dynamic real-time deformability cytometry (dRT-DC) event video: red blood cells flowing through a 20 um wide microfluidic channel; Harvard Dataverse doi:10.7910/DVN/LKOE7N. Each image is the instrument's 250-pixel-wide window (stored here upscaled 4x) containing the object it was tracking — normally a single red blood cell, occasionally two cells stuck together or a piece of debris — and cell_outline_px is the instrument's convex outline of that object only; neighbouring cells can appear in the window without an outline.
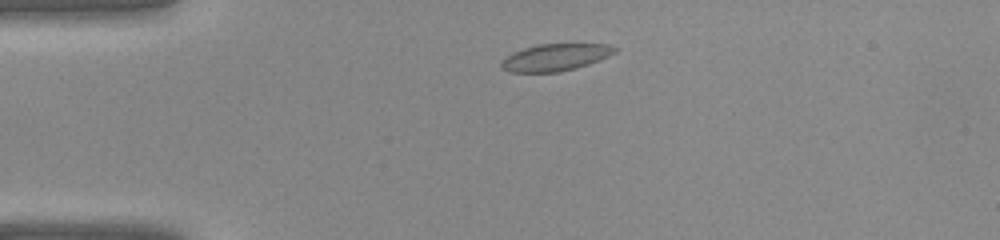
{"species": "common noctule bat (a hibernating species)", "species_latin": "Nyctalus noctula", "temperature_condition": "warm", "stored_images_in_passage": 35, "camera_frame_rate_fps": 3000, "um_per_image_px": 0.085, "animal": {"sex": "female", "body_mass_g": 22.0, "forearm_length_mm": 56.7}, "frame": {"image": 1, "passage_image": 4, "time_ms": 1.0, "image_size_px": [1000, 240], "cell_outline_px": [[620, 48], [616, 52], [608, 56], [588, 64], [576, 68], [560, 72], [512, 72], [504, 68], [500, 64], [500, 60], [524, 48], [536, 44], [608, 44]], "centroid_in_image_um": [47.25, 4.87], "position_along_channel_um": 37.8, "area_um2": 17.74}}
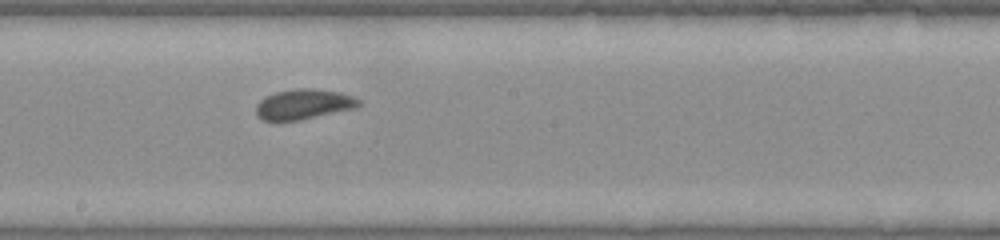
{"frame": {"image": 2, "passage_image": 17, "time_ms": 5.333, "image_size_px": [1000, 240], "cell_outline_px": [[360, 104], [356, 108], [296, 120], [264, 120], [256, 112], [256, 104], [260, 100], [276, 92], [296, 88], [312, 88], [340, 92], [352, 96], [360, 100]], "centroid_in_image_um": [25.83, 8.84], "position_along_channel_um": 222.4, "area_um2": 17.69}}
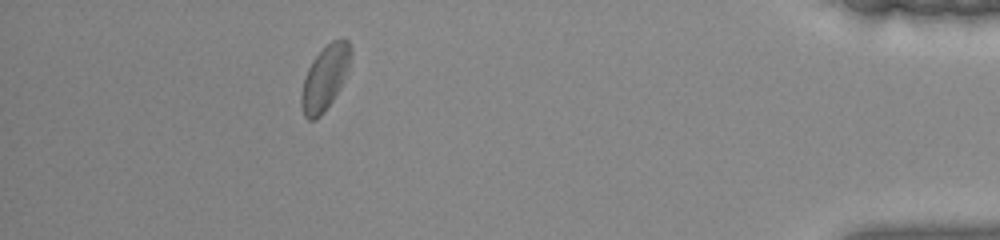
{"frame": {"image": 3, "passage_image": 31, "time_ms": 10.0, "image_size_px": [1000, 240], "cell_outline_px": [[352, 52], [348, 68], [344, 80], [340, 88], [324, 112], [316, 120], [308, 120], [304, 116], [300, 104], [300, 96], [304, 80], [308, 68], [312, 60], [332, 40], [340, 36], [344, 36], [348, 40], [352, 48]], "centroid_in_image_um": [27.63, 6.59], "position_along_channel_um": 407.6, "area_um2": 18.73}}